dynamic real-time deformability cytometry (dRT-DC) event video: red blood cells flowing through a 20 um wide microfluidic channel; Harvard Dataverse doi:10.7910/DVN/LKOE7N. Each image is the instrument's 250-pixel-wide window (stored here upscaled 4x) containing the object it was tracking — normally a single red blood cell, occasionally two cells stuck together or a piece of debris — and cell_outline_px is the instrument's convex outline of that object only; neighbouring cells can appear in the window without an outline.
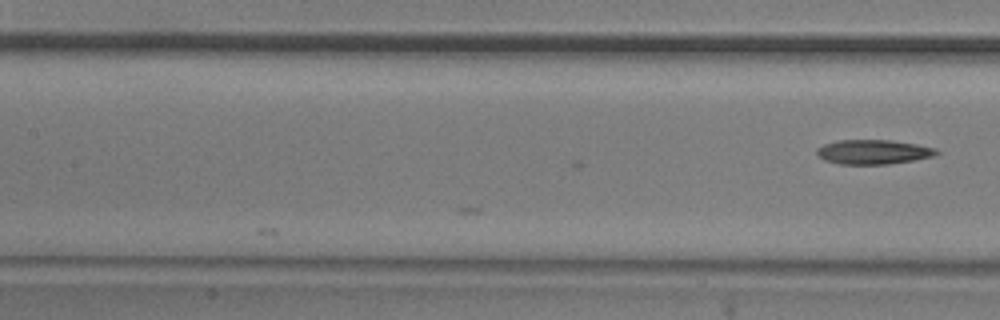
{"species": "common noctule bat (a hibernating species)", "species_latin": "Nyctalus noctula", "temperature_condition": "room temperature", "stored_images_in_passage": 5, "camera_frame_rate_fps": 3000, "um_per_image_px": 0.085, "animal": {"sex": "male", "body_mass_g": 20.5, "forearm_length_mm": 52.5}, "frame": {"image": 1, "passage_image": 5, "time_ms": 1.333, "image_size_px": [1000, 320], "cell_outline_px": [[940, 152], [936, 156], [888, 164], [840, 164], [824, 160], [816, 152], [816, 148], [824, 144], [836, 140], [892, 140], [916, 144], [936, 148]], "centroid_in_image_um": [74.24, 12.91], "position_along_channel_um": 133.2, "area_um2": 17.11}}